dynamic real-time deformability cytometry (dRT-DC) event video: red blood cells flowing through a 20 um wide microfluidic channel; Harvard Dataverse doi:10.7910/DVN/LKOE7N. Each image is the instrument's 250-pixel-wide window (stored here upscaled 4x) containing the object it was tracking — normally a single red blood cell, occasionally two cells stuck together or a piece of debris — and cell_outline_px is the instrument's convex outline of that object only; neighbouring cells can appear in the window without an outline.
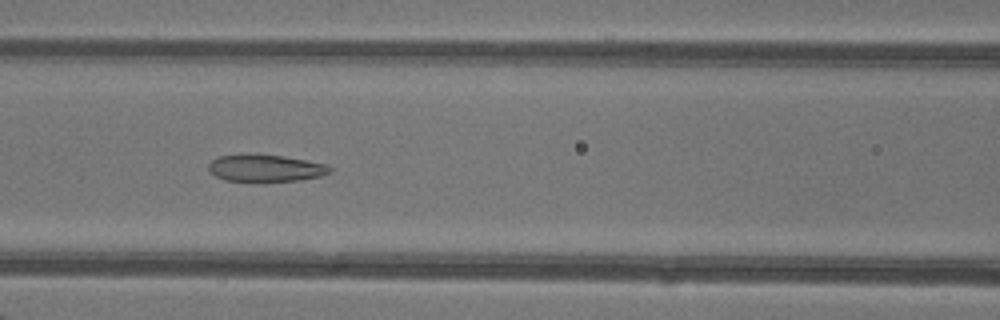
{"species": "common noctule bat (a hibernating species)", "species_latin": "Nyctalus noctula", "temperature_condition": "warm", "stored_images_in_passage": 48, "camera_frame_rate_fps": 3000, "um_per_image_px": 0.085, "animal": {"sex": "female"}, "frame": {"image": 1, "passage_image": 22, "time_ms": 7.0, "image_size_px": [1000, 320], "cell_outline_px": [[332, 172], [320, 176], [300, 180], [264, 184], [256, 184], [224, 180], [216, 176], [208, 168], [208, 164], [212, 160], [220, 156], [240, 152], [248, 152], [284, 156], [328, 164], [332, 168]], "centroid_in_image_um": [22.55, 14.31], "position_along_channel_um": 144.1, "area_um2": 20.52}}
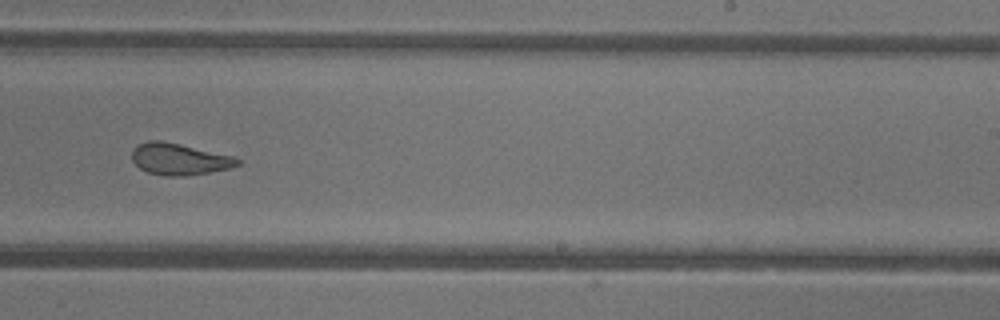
{"frame": {"image": 2, "passage_image": 31, "time_ms": 10.0, "image_size_px": [1000, 320], "cell_outline_px": [[240, 164], [232, 168], [188, 176], [164, 176], [148, 172], [140, 168], [132, 160], [132, 152], [140, 144], [148, 140], [160, 140], [180, 144], [232, 156], [240, 160]], "centroid_in_image_um": [15.25, 13.54], "position_along_channel_um": 273.7, "area_um2": 19.31}}
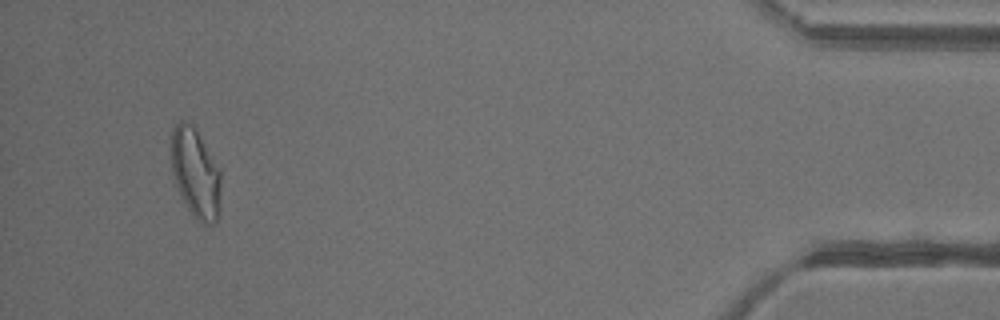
{"frame": {"image": 3, "passage_image": 46, "time_ms": 15.0, "image_size_px": [1000, 320], "cell_outline_px": [[220, 216], [216, 224], [200, 224], [192, 216], [180, 196], [172, 172], [172, 128], [180, 120], [184, 120], [192, 124], [196, 128], [220, 168]], "centroid_in_image_um": [16.65, 14.76], "position_along_channel_um": 418.6, "area_um2": 26.47}, "authors_computed_cell_mechanics": {"area_um2": 23.0622, "velocity_mm_per_s": 4.3385, "shape_relaxation_time_tau1_ms": 6.8845, "shape_relaxation_time_tau2_ms": 1.4214, "deformation_change_tau1": 0.1762, "deformation_change_tau2": 0.0888}}